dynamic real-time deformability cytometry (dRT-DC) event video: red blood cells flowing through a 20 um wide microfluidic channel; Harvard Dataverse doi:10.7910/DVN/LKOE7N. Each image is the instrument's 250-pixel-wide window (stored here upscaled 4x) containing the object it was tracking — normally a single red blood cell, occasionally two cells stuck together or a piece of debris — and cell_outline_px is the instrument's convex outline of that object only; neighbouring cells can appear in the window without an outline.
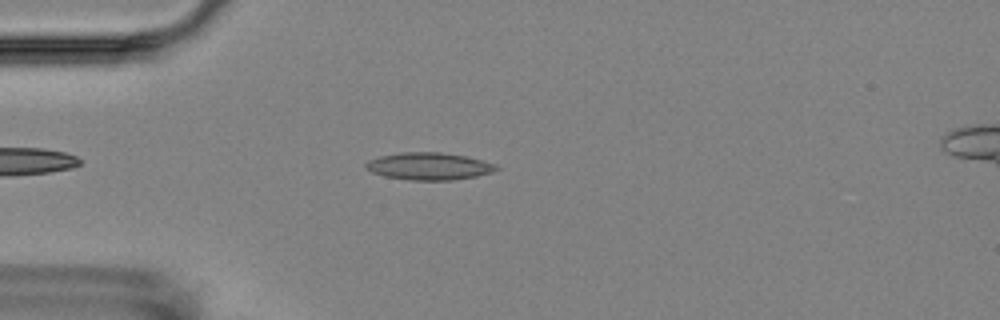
{"species": "Egyptian fruit bat (a non-hibernating species)", "species_latin": "Rousettus aegyptiacus", "temperature_condition": "room temperature", "stored_images_in_passage": 2, "camera_frame_rate_fps": 3000, "um_per_image_px": 0.085, "animal": {"sex": "female"}, "frame": {"image": 1, "passage_image": 2, "time_ms": 1.0, "image_size_px": [1000, 320], "cell_outline_px": [[500, 168], [492, 172], [476, 176], [452, 180], [408, 180], [384, 176], [372, 172], [364, 168], [364, 164], [368, 160], [380, 156], [400, 152], [440, 152], [464, 156], [496, 164]], "centroid_in_image_um": [36.42, 14.13], "position_along_channel_um": 48.6, "area_um2": 20.75}}